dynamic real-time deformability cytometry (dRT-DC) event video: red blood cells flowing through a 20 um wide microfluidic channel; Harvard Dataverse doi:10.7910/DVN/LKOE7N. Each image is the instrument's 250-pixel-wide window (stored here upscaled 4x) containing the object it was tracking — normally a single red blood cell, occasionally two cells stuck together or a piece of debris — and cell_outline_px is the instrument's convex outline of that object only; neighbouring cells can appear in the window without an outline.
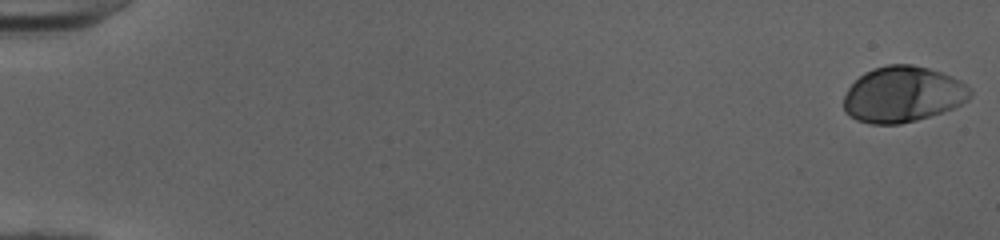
{"species": "human", "species_latin": "Homo sapiens", "temperature_condition": "cold", "stored_images_in_passage": 11, "camera_frame_rate_fps": 3000, "um_per_image_px": 0.085, "donor": {"sex": "female"}, "frame": {"image": 1, "passage_image": 1, "time_ms": 0.0, "image_size_px": [1000, 240], "cell_outline_px": [[972, 96], [968, 100], [952, 108], [916, 120], [900, 124], [872, 124], [856, 120], [844, 112], [844, 96], [848, 88], [864, 72], [872, 68], [888, 64], [912, 64], [928, 68], [952, 76], [960, 80], [972, 88]], "centroid_in_image_um": [76.74, 8.01], "position_along_channel_um": 8.3, "area_um2": 41.27}}